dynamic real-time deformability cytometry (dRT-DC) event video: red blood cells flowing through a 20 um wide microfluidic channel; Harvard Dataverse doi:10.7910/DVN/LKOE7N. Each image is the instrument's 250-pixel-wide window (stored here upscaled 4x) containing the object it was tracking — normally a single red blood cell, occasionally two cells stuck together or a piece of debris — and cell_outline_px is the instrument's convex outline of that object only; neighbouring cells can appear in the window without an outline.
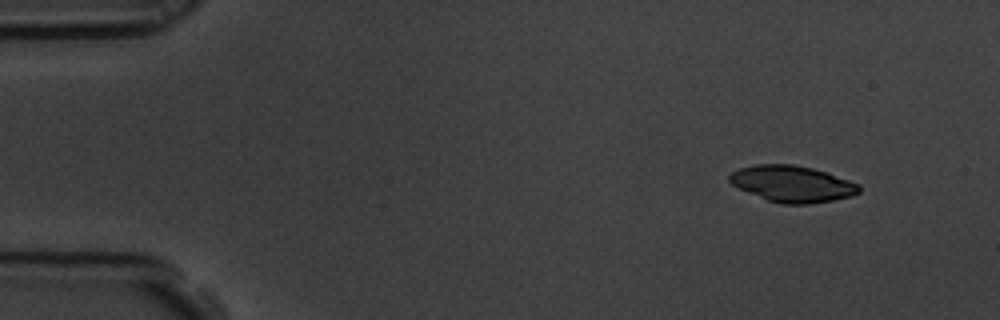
{"species": "common noctule bat (a hibernating species)", "species_latin": "Nyctalus noctula", "temperature_condition": "room temperature", "stored_images_in_passage": 3, "camera_frame_rate_fps": 3000, "um_per_image_px": 0.085, "animal": {"sex": "male", "body_mass_g": 19.5, "forearm_length_mm": 54.6}, "frame": {"image": 1, "passage_image": 1, "time_ms": 0.0, "image_size_px": [1000, 320], "cell_outline_px": [[860, 192], [852, 196], [832, 200], [808, 204], [784, 204], [768, 200], [748, 192], [732, 184], [728, 180], [728, 176], [732, 172], [740, 168], [756, 164], [792, 164], [812, 168], [860, 184]], "centroid_in_image_um": [67.34, 15.62], "position_along_channel_um": 17.7, "area_um2": 27.17}}